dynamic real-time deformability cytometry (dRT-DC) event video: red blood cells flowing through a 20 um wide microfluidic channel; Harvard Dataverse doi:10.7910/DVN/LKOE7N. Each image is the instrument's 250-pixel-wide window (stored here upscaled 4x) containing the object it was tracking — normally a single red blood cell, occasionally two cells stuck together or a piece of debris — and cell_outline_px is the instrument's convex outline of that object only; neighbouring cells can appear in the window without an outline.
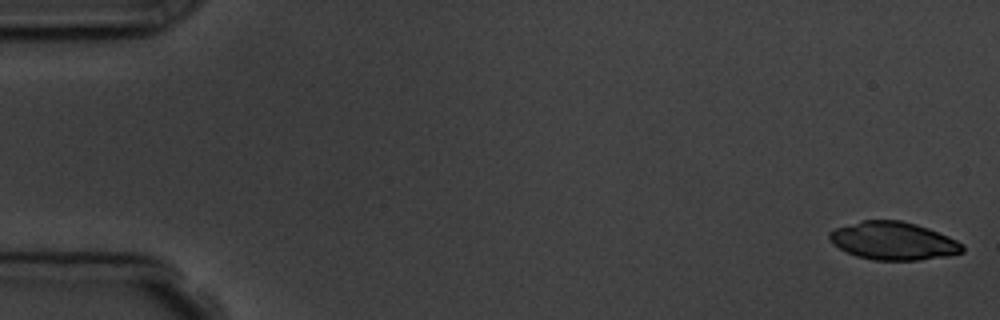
{"species": "common noctule bat (a hibernating species)", "species_latin": "Nyctalus noctula", "temperature_condition": "room temperature", "stored_images_in_passage": 15, "camera_frame_rate_fps": 3000, "um_per_image_px": 0.085, "animal": {"sex": "male", "body_mass_g": 19.5, "forearm_length_mm": 54.6}, "frame": {"image": 1, "passage_image": 1, "time_ms": 0.0, "image_size_px": [1000, 320], "cell_outline_px": [[964, 252], [948, 256], [920, 260], [872, 260], [856, 256], [832, 244], [828, 236], [828, 232], [836, 228], [864, 220], [900, 220], [916, 224], [928, 228], [948, 236], [964, 244]], "centroid_in_image_um": [75.95, 20.48], "position_along_channel_um": 9.0, "area_um2": 29.48}}